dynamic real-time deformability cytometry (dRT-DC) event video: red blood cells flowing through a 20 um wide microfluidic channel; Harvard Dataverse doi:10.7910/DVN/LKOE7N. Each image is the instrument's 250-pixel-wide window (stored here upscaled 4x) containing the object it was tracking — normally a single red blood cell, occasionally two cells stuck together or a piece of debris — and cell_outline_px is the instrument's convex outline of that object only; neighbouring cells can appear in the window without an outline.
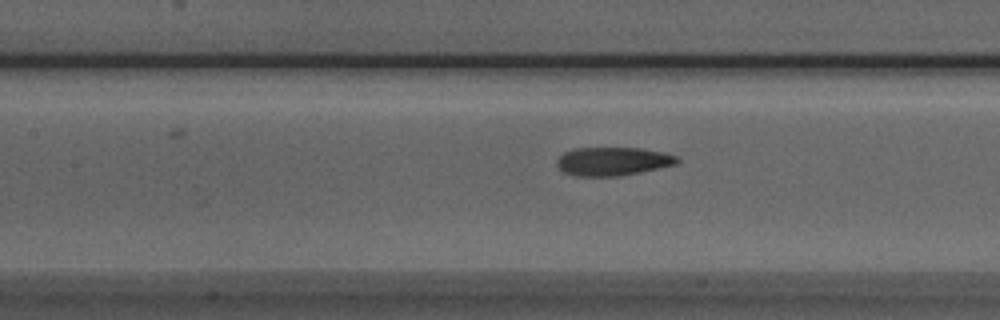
{"species": "Egyptian fruit bat (a non-hibernating species)", "species_latin": "Rousettus aegyptiacus", "temperature_condition": "room temperature", "stored_images_in_passage": 11, "camera_frame_rate_fps": 3000, "um_per_image_px": 0.085, "animal": {"sex": "male"}, "frame": {"image": 1, "passage_image": 8, "time_ms": 2.333, "image_size_px": [1000, 320], "cell_outline_px": [[680, 160], [676, 164], [640, 172], [620, 176], [576, 176], [564, 172], [556, 164], [556, 160], [564, 152], [576, 148], [640, 148], [664, 152], [676, 156]], "centroid_in_image_um": [52.08, 13.71], "position_along_channel_um": 155.3, "area_um2": 19.88}}